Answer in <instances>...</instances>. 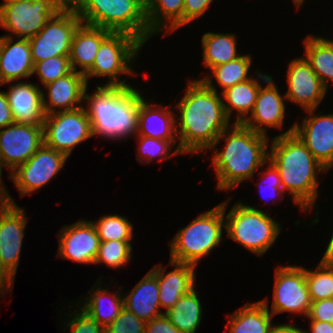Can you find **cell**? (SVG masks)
<instances>
[{
	"instance_id": "23",
	"label": "cell",
	"mask_w": 333,
	"mask_h": 333,
	"mask_svg": "<svg viewBox=\"0 0 333 333\" xmlns=\"http://www.w3.org/2000/svg\"><path fill=\"white\" fill-rule=\"evenodd\" d=\"M9 83L6 93L8 104L15 123L43 125L45 113L43 110L42 93L39 86L33 83Z\"/></svg>"
},
{
	"instance_id": "24",
	"label": "cell",
	"mask_w": 333,
	"mask_h": 333,
	"mask_svg": "<svg viewBox=\"0 0 333 333\" xmlns=\"http://www.w3.org/2000/svg\"><path fill=\"white\" fill-rule=\"evenodd\" d=\"M151 103V104H150ZM158 108V109H157ZM176 114L171 109L160 107L139 97L138 130L136 136L170 141L173 146L178 140L176 134Z\"/></svg>"
},
{
	"instance_id": "47",
	"label": "cell",
	"mask_w": 333,
	"mask_h": 333,
	"mask_svg": "<svg viewBox=\"0 0 333 333\" xmlns=\"http://www.w3.org/2000/svg\"><path fill=\"white\" fill-rule=\"evenodd\" d=\"M15 277L9 272L0 260V288L5 292L13 289Z\"/></svg>"
},
{
	"instance_id": "30",
	"label": "cell",
	"mask_w": 333,
	"mask_h": 333,
	"mask_svg": "<svg viewBox=\"0 0 333 333\" xmlns=\"http://www.w3.org/2000/svg\"><path fill=\"white\" fill-rule=\"evenodd\" d=\"M95 287L96 289H94ZM107 290L108 288L101 289V285H94L92 292H89L88 298H85V301H82V303H84L80 306L92 319L105 328L115 320L124 308V299L121 297L122 292H119L117 289V291L112 294L110 291L108 293ZM106 296L108 301L106 300ZM104 301L109 302L108 306L104 304ZM104 305H106V307H104Z\"/></svg>"
},
{
	"instance_id": "18",
	"label": "cell",
	"mask_w": 333,
	"mask_h": 333,
	"mask_svg": "<svg viewBox=\"0 0 333 333\" xmlns=\"http://www.w3.org/2000/svg\"><path fill=\"white\" fill-rule=\"evenodd\" d=\"M58 237V256L81 264H94L100 238L91 221L78 220L63 226Z\"/></svg>"
},
{
	"instance_id": "46",
	"label": "cell",
	"mask_w": 333,
	"mask_h": 333,
	"mask_svg": "<svg viewBox=\"0 0 333 333\" xmlns=\"http://www.w3.org/2000/svg\"><path fill=\"white\" fill-rule=\"evenodd\" d=\"M1 86V85H0ZM15 123L6 93L0 91V129Z\"/></svg>"
},
{
	"instance_id": "17",
	"label": "cell",
	"mask_w": 333,
	"mask_h": 333,
	"mask_svg": "<svg viewBox=\"0 0 333 333\" xmlns=\"http://www.w3.org/2000/svg\"><path fill=\"white\" fill-rule=\"evenodd\" d=\"M287 71L286 99L289 102L297 103L304 111L316 110L328 89L311 68L309 62L305 57L293 59L288 64Z\"/></svg>"
},
{
	"instance_id": "16",
	"label": "cell",
	"mask_w": 333,
	"mask_h": 333,
	"mask_svg": "<svg viewBox=\"0 0 333 333\" xmlns=\"http://www.w3.org/2000/svg\"><path fill=\"white\" fill-rule=\"evenodd\" d=\"M314 111H305L309 115L303 119L302 125L294 123L293 133L328 171L333 166V114L315 115Z\"/></svg>"
},
{
	"instance_id": "37",
	"label": "cell",
	"mask_w": 333,
	"mask_h": 333,
	"mask_svg": "<svg viewBox=\"0 0 333 333\" xmlns=\"http://www.w3.org/2000/svg\"><path fill=\"white\" fill-rule=\"evenodd\" d=\"M132 246L130 241H100L94 264L105 263L109 268H120L130 261Z\"/></svg>"
},
{
	"instance_id": "32",
	"label": "cell",
	"mask_w": 333,
	"mask_h": 333,
	"mask_svg": "<svg viewBox=\"0 0 333 333\" xmlns=\"http://www.w3.org/2000/svg\"><path fill=\"white\" fill-rule=\"evenodd\" d=\"M235 34L207 32L202 37V50L205 68L210 70L240 57L237 53Z\"/></svg>"
},
{
	"instance_id": "49",
	"label": "cell",
	"mask_w": 333,
	"mask_h": 333,
	"mask_svg": "<svg viewBox=\"0 0 333 333\" xmlns=\"http://www.w3.org/2000/svg\"><path fill=\"white\" fill-rule=\"evenodd\" d=\"M270 333H305V330L294 326L292 323H289L273 325Z\"/></svg>"
},
{
	"instance_id": "13",
	"label": "cell",
	"mask_w": 333,
	"mask_h": 333,
	"mask_svg": "<svg viewBox=\"0 0 333 333\" xmlns=\"http://www.w3.org/2000/svg\"><path fill=\"white\" fill-rule=\"evenodd\" d=\"M67 158L63 153L43 143L35 154L9 174V178L23 197L51 181L62 169Z\"/></svg>"
},
{
	"instance_id": "34",
	"label": "cell",
	"mask_w": 333,
	"mask_h": 333,
	"mask_svg": "<svg viewBox=\"0 0 333 333\" xmlns=\"http://www.w3.org/2000/svg\"><path fill=\"white\" fill-rule=\"evenodd\" d=\"M311 301L333 298V262L321 260L314 270L305 268Z\"/></svg>"
},
{
	"instance_id": "15",
	"label": "cell",
	"mask_w": 333,
	"mask_h": 333,
	"mask_svg": "<svg viewBox=\"0 0 333 333\" xmlns=\"http://www.w3.org/2000/svg\"><path fill=\"white\" fill-rule=\"evenodd\" d=\"M25 210L9 202H0V260L15 277L20 261L27 223Z\"/></svg>"
},
{
	"instance_id": "48",
	"label": "cell",
	"mask_w": 333,
	"mask_h": 333,
	"mask_svg": "<svg viewBox=\"0 0 333 333\" xmlns=\"http://www.w3.org/2000/svg\"><path fill=\"white\" fill-rule=\"evenodd\" d=\"M312 333H333V324L323 321H310ZM305 330V333H311Z\"/></svg>"
},
{
	"instance_id": "43",
	"label": "cell",
	"mask_w": 333,
	"mask_h": 333,
	"mask_svg": "<svg viewBox=\"0 0 333 333\" xmlns=\"http://www.w3.org/2000/svg\"><path fill=\"white\" fill-rule=\"evenodd\" d=\"M213 0H185L184 1V25L201 17L209 8Z\"/></svg>"
},
{
	"instance_id": "44",
	"label": "cell",
	"mask_w": 333,
	"mask_h": 333,
	"mask_svg": "<svg viewBox=\"0 0 333 333\" xmlns=\"http://www.w3.org/2000/svg\"><path fill=\"white\" fill-rule=\"evenodd\" d=\"M267 162H266V164H268V167H265L266 170L264 172H261V173L264 174L263 175V177L265 178L264 181L265 182L267 181L266 182L268 184V186H267L268 189L267 190H270V193H272V194L274 193L275 196H278V195L280 196V194L283 195L284 192H283L282 182H281L279 172L269 160ZM263 190H265V189H263ZM275 192H277V193H275ZM272 194H271V198L275 197L274 194H273V196H272ZM273 199L274 198H272V200Z\"/></svg>"
},
{
	"instance_id": "10",
	"label": "cell",
	"mask_w": 333,
	"mask_h": 333,
	"mask_svg": "<svg viewBox=\"0 0 333 333\" xmlns=\"http://www.w3.org/2000/svg\"><path fill=\"white\" fill-rule=\"evenodd\" d=\"M81 23L71 5L61 9L37 35L28 39L33 63L54 56H69L73 34Z\"/></svg>"
},
{
	"instance_id": "36",
	"label": "cell",
	"mask_w": 333,
	"mask_h": 333,
	"mask_svg": "<svg viewBox=\"0 0 333 333\" xmlns=\"http://www.w3.org/2000/svg\"><path fill=\"white\" fill-rule=\"evenodd\" d=\"M100 241L120 240L131 241L133 238V224L126 217L120 215H106L98 221H91Z\"/></svg>"
},
{
	"instance_id": "51",
	"label": "cell",
	"mask_w": 333,
	"mask_h": 333,
	"mask_svg": "<svg viewBox=\"0 0 333 333\" xmlns=\"http://www.w3.org/2000/svg\"><path fill=\"white\" fill-rule=\"evenodd\" d=\"M321 260L326 262H333V234L331 236V239L326 247V251Z\"/></svg>"
},
{
	"instance_id": "14",
	"label": "cell",
	"mask_w": 333,
	"mask_h": 333,
	"mask_svg": "<svg viewBox=\"0 0 333 333\" xmlns=\"http://www.w3.org/2000/svg\"><path fill=\"white\" fill-rule=\"evenodd\" d=\"M44 143L43 125L13 123L0 130V163L12 173Z\"/></svg>"
},
{
	"instance_id": "41",
	"label": "cell",
	"mask_w": 333,
	"mask_h": 333,
	"mask_svg": "<svg viewBox=\"0 0 333 333\" xmlns=\"http://www.w3.org/2000/svg\"><path fill=\"white\" fill-rule=\"evenodd\" d=\"M78 308L77 313L73 314L74 312H72V314H68L70 321L67 322L65 327H69V333H105L103 325L98 324L85 311L80 307Z\"/></svg>"
},
{
	"instance_id": "26",
	"label": "cell",
	"mask_w": 333,
	"mask_h": 333,
	"mask_svg": "<svg viewBox=\"0 0 333 333\" xmlns=\"http://www.w3.org/2000/svg\"><path fill=\"white\" fill-rule=\"evenodd\" d=\"M123 296L124 307L144 322H149L164 313L159 310L158 280L150 271L129 294Z\"/></svg>"
},
{
	"instance_id": "22",
	"label": "cell",
	"mask_w": 333,
	"mask_h": 333,
	"mask_svg": "<svg viewBox=\"0 0 333 333\" xmlns=\"http://www.w3.org/2000/svg\"><path fill=\"white\" fill-rule=\"evenodd\" d=\"M13 36L6 34L0 37V85L33 75L29 40L18 38L14 42Z\"/></svg>"
},
{
	"instance_id": "25",
	"label": "cell",
	"mask_w": 333,
	"mask_h": 333,
	"mask_svg": "<svg viewBox=\"0 0 333 333\" xmlns=\"http://www.w3.org/2000/svg\"><path fill=\"white\" fill-rule=\"evenodd\" d=\"M112 31L81 23L75 30L69 60L72 70L85 74L93 65L101 42ZM77 66L81 68L77 70Z\"/></svg>"
},
{
	"instance_id": "3",
	"label": "cell",
	"mask_w": 333,
	"mask_h": 333,
	"mask_svg": "<svg viewBox=\"0 0 333 333\" xmlns=\"http://www.w3.org/2000/svg\"><path fill=\"white\" fill-rule=\"evenodd\" d=\"M226 128L209 149H215L221 139L223 148L215 149L212 164L218 180L217 190H230L244 180L253 178L258 168L268 161V136L254 132L243 123H233ZM225 137V138H224Z\"/></svg>"
},
{
	"instance_id": "12",
	"label": "cell",
	"mask_w": 333,
	"mask_h": 333,
	"mask_svg": "<svg viewBox=\"0 0 333 333\" xmlns=\"http://www.w3.org/2000/svg\"><path fill=\"white\" fill-rule=\"evenodd\" d=\"M271 314L282 312L304 314L307 317L311 298L308 291L305 268L302 266H278L275 271Z\"/></svg>"
},
{
	"instance_id": "50",
	"label": "cell",
	"mask_w": 333,
	"mask_h": 333,
	"mask_svg": "<svg viewBox=\"0 0 333 333\" xmlns=\"http://www.w3.org/2000/svg\"><path fill=\"white\" fill-rule=\"evenodd\" d=\"M2 165L0 163V202H9L15 204L12 197L6 190V187L2 184Z\"/></svg>"
},
{
	"instance_id": "5",
	"label": "cell",
	"mask_w": 333,
	"mask_h": 333,
	"mask_svg": "<svg viewBox=\"0 0 333 333\" xmlns=\"http://www.w3.org/2000/svg\"><path fill=\"white\" fill-rule=\"evenodd\" d=\"M71 6L83 24L128 33L143 44L149 39L146 0H76Z\"/></svg>"
},
{
	"instance_id": "35",
	"label": "cell",
	"mask_w": 333,
	"mask_h": 333,
	"mask_svg": "<svg viewBox=\"0 0 333 333\" xmlns=\"http://www.w3.org/2000/svg\"><path fill=\"white\" fill-rule=\"evenodd\" d=\"M250 56V54L241 55L234 60L211 69V73L215 77V80H217V83L223 87L222 92L233 87L237 83L251 79L248 76L252 63V57Z\"/></svg>"
},
{
	"instance_id": "19",
	"label": "cell",
	"mask_w": 333,
	"mask_h": 333,
	"mask_svg": "<svg viewBox=\"0 0 333 333\" xmlns=\"http://www.w3.org/2000/svg\"><path fill=\"white\" fill-rule=\"evenodd\" d=\"M257 76L266 82V86L260 87L254 109L250 117L243 124L254 132L267 136L266 127L281 128L285 118V94L282 96L273 79L268 74L261 72ZM265 126V127H264Z\"/></svg>"
},
{
	"instance_id": "39",
	"label": "cell",
	"mask_w": 333,
	"mask_h": 333,
	"mask_svg": "<svg viewBox=\"0 0 333 333\" xmlns=\"http://www.w3.org/2000/svg\"><path fill=\"white\" fill-rule=\"evenodd\" d=\"M72 71L69 56H54L34 64L33 74L39 76L40 82L47 85Z\"/></svg>"
},
{
	"instance_id": "45",
	"label": "cell",
	"mask_w": 333,
	"mask_h": 333,
	"mask_svg": "<svg viewBox=\"0 0 333 333\" xmlns=\"http://www.w3.org/2000/svg\"><path fill=\"white\" fill-rule=\"evenodd\" d=\"M145 333H181L163 313L145 323Z\"/></svg>"
},
{
	"instance_id": "2",
	"label": "cell",
	"mask_w": 333,
	"mask_h": 333,
	"mask_svg": "<svg viewBox=\"0 0 333 333\" xmlns=\"http://www.w3.org/2000/svg\"><path fill=\"white\" fill-rule=\"evenodd\" d=\"M293 132L294 125L272 138L268 160L279 172L283 192L288 190L303 211H311L319 194L317 174L327 170Z\"/></svg>"
},
{
	"instance_id": "33",
	"label": "cell",
	"mask_w": 333,
	"mask_h": 333,
	"mask_svg": "<svg viewBox=\"0 0 333 333\" xmlns=\"http://www.w3.org/2000/svg\"><path fill=\"white\" fill-rule=\"evenodd\" d=\"M195 290L184 294L173 308L164 312L181 333H195L202 320V304Z\"/></svg>"
},
{
	"instance_id": "20",
	"label": "cell",
	"mask_w": 333,
	"mask_h": 333,
	"mask_svg": "<svg viewBox=\"0 0 333 333\" xmlns=\"http://www.w3.org/2000/svg\"><path fill=\"white\" fill-rule=\"evenodd\" d=\"M44 87L48 93H42L43 110L45 115H50L82 107L80 104L85 100L88 84L84 74L72 70L69 74L44 85ZM45 95H47L48 100Z\"/></svg>"
},
{
	"instance_id": "28",
	"label": "cell",
	"mask_w": 333,
	"mask_h": 333,
	"mask_svg": "<svg viewBox=\"0 0 333 333\" xmlns=\"http://www.w3.org/2000/svg\"><path fill=\"white\" fill-rule=\"evenodd\" d=\"M184 1L146 0L149 38L161 30L174 32L184 26Z\"/></svg>"
},
{
	"instance_id": "4",
	"label": "cell",
	"mask_w": 333,
	"mask_h": 333,
	"mask_svg": "<svg viewBox=\"0 0 333 333\" xmlns=\"http://www.w3.org/2000/svg\"><path fill=\"white\" fill-rule=\"evenodd\" d=\"M92 95L86 94L87 113L93 135L112 140L135 136L138 130L139 97L132 86H97Z\"/></svg>"
},
{
	"instance_id": "1",
	"label": "cell",
	"mask_w": 333,
	"mask_h": 333,
	"mask_svg": "<svg viewBox=\"0 0 333 333\" xmlns=\"http://www.w3.org/2000/svg\"><path fill=\"white\" fill-rule=\"evenodd\" d=\"M211 77L191 80L185 95L175 105L180 112V120H176L179 142L176 149L183 154L209 150L219 135L230 127L222 96Z\"/></svg>"
},
{
	"instance_id": "42",
	"label": "cell",
	"mask_w": 333,
	"mask_h": 333,
	"mask_svg": "<svg viewBox=\"0 0 333 333\" xmlns=\"http://www.w3.org/2000/svg\"><path fill=\"white\" fill-rule=\"evenodd\" d=\"M307 318L333 324V298L312 301Z\"/></svg>"
},
{
	"instance_id": "38",
	"label": "cell",
	"mask_w": 333,
	"mask_h": 333,
	"mask_svg": "<svg viewBox=\"0 0 333 333\" xmlns=\"http://www.w3.org/2000/svg\"><path fill=\"white\" fill-rule=\"evenodd\" d=\"M138 138L140 146L137 149V159L140 163L145 161L146 164H149L156 157H160L159 161H163L168 157L171 158L172 156L174 157L178 154H182L178 149H175L173 152H169L172 150L171 146L173 144L168 140L154 139L147 136H138Z\"/></svg>"
},
{
	"instance_id": "53",
	"label": "cell",
	"mask_w": 333,
	"mask_h": 333,
	"mask_svg": "<svg viewBox=\"0 0 333 333\" xmlns=\"http://www.w3.org/2000/svg\"><path fill=\"white\" fill-rule=\"evenodd\" d=\"M66 5H72L76 0H62Z\"/></svg>"
},
{
	"instance_id": "27",
	"label": "cell",
	"mask_w": 333,
	"mask_h": 333,
	"mask_svg": "<svg viewBox=\"0 0 333 333\" xmlns=\"http://www.w3.org/2000/svg\"><path fill=\"white\" fill-rule=\"evenodd\" d=\"M272 317L268 301L262 300L246 304L229 316V333H270Z\"/></svg>"
},
{
	"instance_id": "54",
	"label": "cell",
	"mask_w": 333,
	"mask_h": 333,
	"mask_svg": "<svg viewBox=\"0 0 333 333\" xmlns=\"http://www.w3.org/2000/svg\"><path fill=\"white\" fill-rule=\"evenodd\" d=\"M3 294H6V293H4V291L0 288V297L3 296Z\"/></svg>"
},
{
	"instance_id": "29",
	"label": "cell",
	"mask_w": 333,
	"mask_h": 333,
	"mask_svg": "<svg viewBox=\"0 0 333 333\" xmlns=\"http://www.w3.org/2000/svg\"><path fill=\"white\" fill-rule=\"evenodd\" d=\"M261 86L257 78L251 77L221 92L227 117L230 119L232 112L236 110L238 114L234 123H243L254 109Z\"/></svg>"
},
{
	"instance_id": "52",
	"label": "cell",
	"mask_w": 333,
	"mask_h": 333,
	"mask_svg": "<svg viewBox=\"0 0 333 333\" xmlns=\"http://www.w3.org/2000/svg\"><path fill=\"white\" fill-rule=\"evenodd\" d=\"M304 0H293L296 8H299L303 4Z\"/></svg>"
},
{
	"instance_id": "9",
	"label": "cell",
	"mask_w": 333,
	"mask_h": 333,
	"mask_svg": "<svg viewBox=\"0 0 333 333\" xmlns=\"http://www.w3.org/2000/svg\"><path fill=\"white\" fill-rule=\"evenodd\" d=\"M65 6L62 0H11L0 5V26L16 39H30Z\"/></svg>"
},
{
	"instance_id": "21",
	"label": "cell",
	"mask_w": 333,
	"mask_h": 333,
	"mask_svg": "<svg viewBox=\"0 0 333 333\" xmlns=\"http://www.w3.org/2000/svg\"><path fill=\"white\" fill-rule=\"evenodd\" d=\"M174 270L165 273L164 266H154L150 272L157 278L159 285L160 308H166L167 312L173 308L179 299L195 288L196 266L182 262L169 261Z\"/></svg>"
},
{
	"instance_id": "40",
	"label": "cell",
	"mask_w": 333,
	"mask_h": 333,
	"mask_svg": "<svg viewBox=\"0 0 333 333\" xmlns=\"http://www.w3.org/2000/svg\"><path fill=\"white\" fill-rule=\"evenodd\" d=\"M145 323L124 307L105 333H145Z\"/></svg>"
},
{
	"instance_id": "8",
	"label": "cell",
	"mask_w": 333,
	"mask_h": 333,
	"mask_svg": "<svg viewBox=\"0 0 333 333\" xmlns=\"http://www.w3.org/2000/svg\"><path fill=\"white\" fill-rule=\"evenodd\" d=\"M143 44L139 39L125 32H111L102 42L92 67L84 74L88 78L107 77L103 86L130 87L118 75H135L132 63Z\"/></svg>"
},
{
	"instance_id": "7",
	"label": "cell",
	"mask_w": 333,
	"mask_h": 333,
	"mask_svg": "<svg viewBox=\"0 0 333 333\" xmlns=\"http://www.w3.org/2000/svg\"><path fill=\"white\" fill-rule=\"evenodd\" d=\"M228 203L229 200L223 202L227 236L252 253L264 255L280 234L279 222L264 210L242 202L235 203L225 216Z\"/></svg>"
},
{
	"instance_id": "6",
	"label": "cell",
	"mask_w": 333,
	"mask_h": 333,
	"mask_svg": "<svg viewBox=\"0 0 333 333\" xmlns=\"http://www.w3.org/2000/svg\"><path fill=\"white\" fill-rule=\"evenodd\" d=\"M225 218L223 203L182 227L170 243V260L197 266L202 257L221 244Z\"/></svg>"
},
{
	"instance_id": "11",
	"label": "cell",
	"mask_w": 333,
	"mask_h": 333,
	"mask_svg": "<svg viewBox=\"0 0 333 333\" xmlns=\"http://www.w3.org/2000/svg\"><path fill=\"white\" fill-rule=\"evenodd\" d=\"M93 136L91 121L83 105L78 109L45 115L44 144L67 157L74 147Z\"/></svg>"
},
{
	"instance_id": "31",
	"label": "cell",
	"mask_w": 333,
	"mask_h": 333,
	"mask_svg": "<svg viewBox=\"0 0 333 333\" xmlns=\"http://www.w3.org/2000/svg\"><path fill=\"white\" fill-rule=\"evenodd\" d=\"M304 47L305 59L328 89V80L333 82V40L309 35Z\"/></svg>"
}]
</instances>
